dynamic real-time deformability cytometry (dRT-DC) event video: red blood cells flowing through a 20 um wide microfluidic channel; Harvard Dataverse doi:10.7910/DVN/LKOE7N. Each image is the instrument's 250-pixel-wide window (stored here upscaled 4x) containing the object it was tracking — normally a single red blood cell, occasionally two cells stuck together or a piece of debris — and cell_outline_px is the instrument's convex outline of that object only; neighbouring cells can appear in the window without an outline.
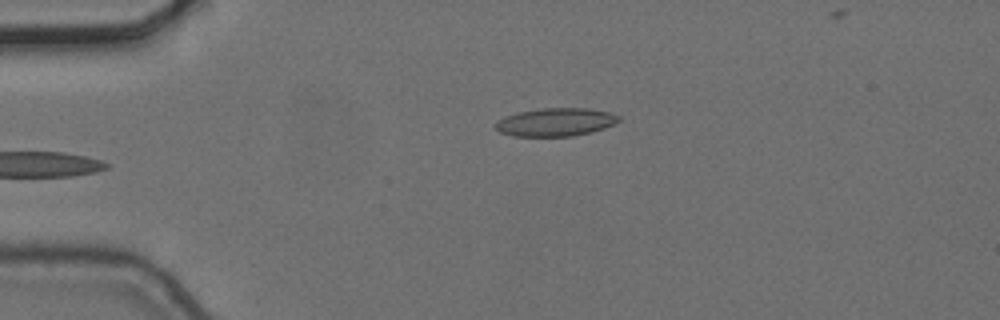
{"species": "common noctule bat (a hibernating species)", "species_latin": "Nyctalus noctula", "temperature_condition": "cold", "stored_images_in_passage": 2, "camera_frame_rate_fps": 3000, "um_per_image_px": 0.085, "animal": {"sex": "female", "body_mass_g": 24.6, "forearm_length_mm": 56.2}, "frame": {"image": 1, "passage_image": 1, "time_ms": 0.0, "image_size_px": [1000, 320], "cell_outline_px": [[620, 120], [604, 128], [592, 132], [572, 136], [512, 136], [500, 132], [496, 128], [496, 120], [504, 116], [516, 112], [544, 108], [588, 108], [612, 112], [620, 116]], "centroid_in_image_um": [47.22, 10.37], "position_along_channel_um": 37.8, "area_um2": 20.35}}
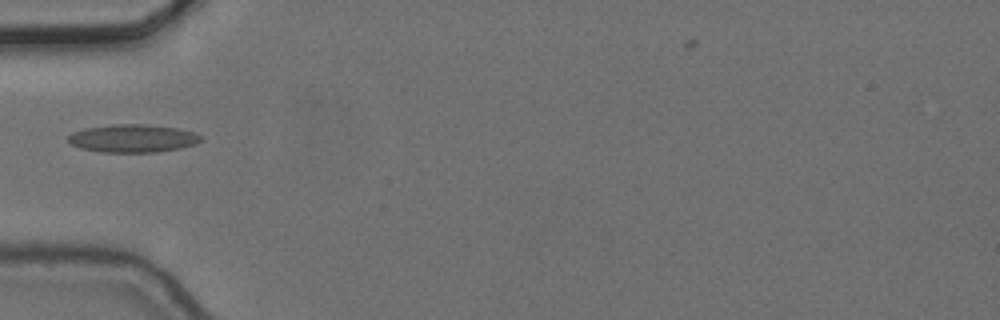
{"frame": {"image": 2, "passage_image": 2, "time_ms": 0.333, "image_size_px": [1000, 320], "cell_outline_px": [[204, 140], [196, 144], [180, 148], [156, 152], [100, 152], [80, 148], [72, 144], [68, 140], [68, 136], [72, 132], [84, 128], [112, 124], [148, 124], [180, 128], [204, 136]], "centroid_in_image_um": [11.32, 11.75], "position_along_channel_um": 73.7, "area_um2": 21.91}}